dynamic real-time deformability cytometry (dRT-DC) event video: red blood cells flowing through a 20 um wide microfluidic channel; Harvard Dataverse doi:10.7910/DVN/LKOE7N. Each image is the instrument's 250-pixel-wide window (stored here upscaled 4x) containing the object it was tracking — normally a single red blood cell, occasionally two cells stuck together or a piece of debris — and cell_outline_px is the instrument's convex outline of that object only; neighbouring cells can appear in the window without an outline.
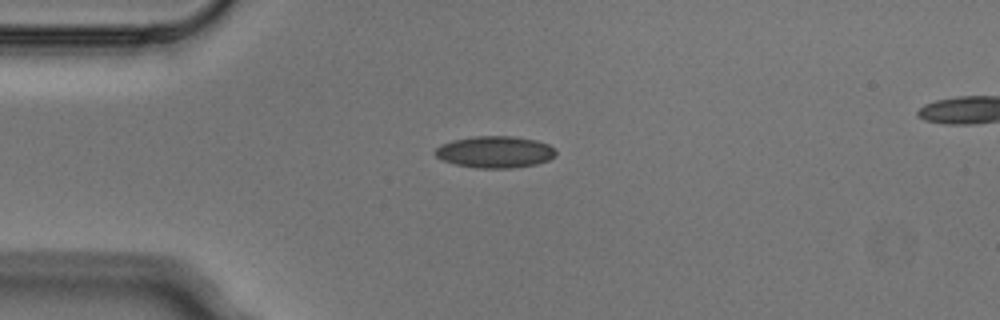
{"species": "Egyptian fruit bat (a non-hibernating species)", "species_latin": "Rousettus aegyptiacus", "temperature_condition": "cold", "stored_images_in_passage": 5, "camera_frame_rate_fps": 3000, "um_per_image_px": 0.085, "animal": {"sex": "male"}, "frame": {"image": 1, "passage_image": 2, "time_ms": 0.333, "image_size_px": [1000, 320], "cell_outline_px": [[556, 156], [548, 160], [536, 164], [512, 168], [476, 168], [456, 164], [444, 160], [436, 156], [432, 152], [440, 144], [452, 140], [476, 136], [512, 136], [536, 140], [548, 144], [556, 148]], "centroid_in_image_um": [42.08, 12.91], "position_along_channel_um": 42.9, "area_um2": 22.43}}
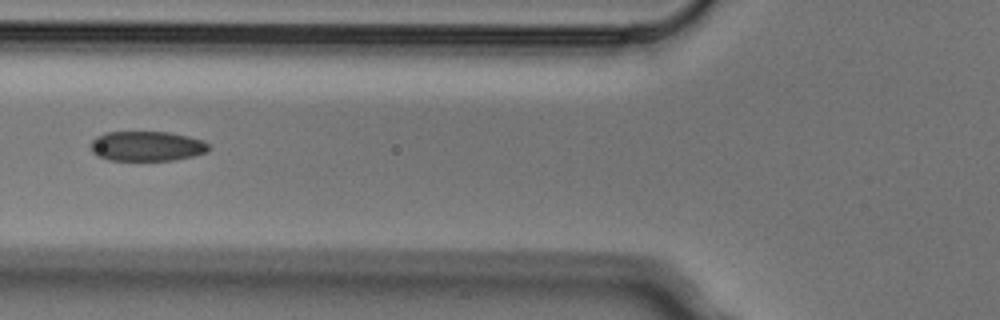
{"frame": {"image": 2, "passage_image": 4, "time_ms": 1.0, "image_size_px": [1000, 320], "cell_outline_px": [[212, 148], [208, 152], [176, 160], [108, 160], [96, 156], [92, 152], [88, 144], [96, 136], [108, 132], [168, 132], [188, 136], [200, 140], [208, 144]], "centroid_in_image_um": [12.45, 12.43], "position_along_channel_um": 113.4, "area_um2": 20.75}}
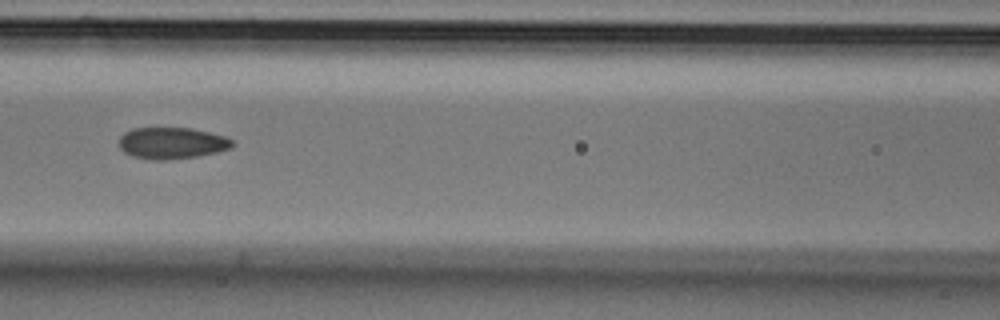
{"frame": {"image": 3, "passage_image": 5, "time_ms": 1.333, "image_size_px": [1000, 320], "cell_outline_px": [[236, 144], [232, 148], [216, 152], [196, 156], [168, 160], [152, 160], [132, 156], [124, 152], [120, 148], [120, 136], [124, 132], [132, 128], [192, 128], [224, 136], [232, 140]], "centroid_in_image_um": [14.6, 12.16], "position_along_channel_um": 152.0, "area_um2": 20.87}}